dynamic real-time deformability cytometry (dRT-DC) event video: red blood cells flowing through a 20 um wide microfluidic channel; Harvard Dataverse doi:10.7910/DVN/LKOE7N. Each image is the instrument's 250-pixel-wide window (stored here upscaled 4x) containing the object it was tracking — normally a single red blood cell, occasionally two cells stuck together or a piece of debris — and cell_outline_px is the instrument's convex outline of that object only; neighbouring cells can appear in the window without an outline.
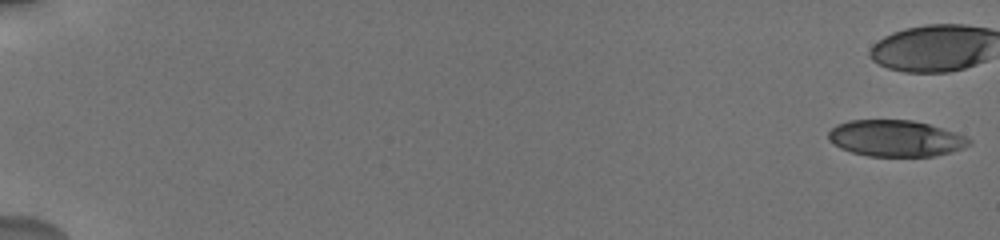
{"species": "human", "species_latin": "Homo sapiens", "temperature_condition": "cold", "stored_images_in_passage": 20, "camera_frame_rate_fps": 3000, "um_per_image_px": 0.085, "donor": {"sex": "male"}, "frame": {"image": 1, "passage_image": 1, "time_ms": 0.0, "image_size_px": [1000, 240], "cell_outline_px": [[972, 144], [964, 148], [936, 156], [868, 156], [852, 152], [840, 148], [828, 140], [828, 132], [836, 124], [848, 120], [912, 120], [928, 124], [956, 132], [968, 136], [972, 140]], "centroid_in_image_um": [76.15, 11.76], "position_along_channel_um": 8.8, "area_um2": 30.06}}
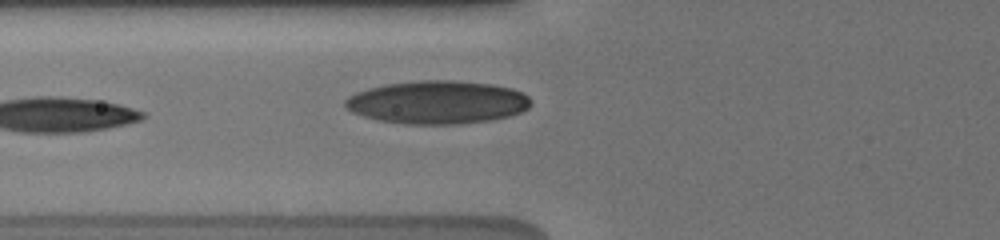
{"frame": {"image": 2, "passage_image": 20, "time_ms": 8.333, "image_size_px": [1000, 240], "cell_outline_px": [[532, 104], [528, 108], [520, 112], [508, 116], [488, 120], [456, 124], [404, 124], [380, 120], [364, 116], [352, 112], [344, 104], [344, 100], [348, 96], [356, 92], [368, 88], [384, 84], [420, 80], [448, 80], [492, 84], [512, 88], [524, 92], [532, 100]], "centroid_in_image_um": [37.19, 8.68], "position_along_channel_um": 88.6, "area_um2": 46.7}}